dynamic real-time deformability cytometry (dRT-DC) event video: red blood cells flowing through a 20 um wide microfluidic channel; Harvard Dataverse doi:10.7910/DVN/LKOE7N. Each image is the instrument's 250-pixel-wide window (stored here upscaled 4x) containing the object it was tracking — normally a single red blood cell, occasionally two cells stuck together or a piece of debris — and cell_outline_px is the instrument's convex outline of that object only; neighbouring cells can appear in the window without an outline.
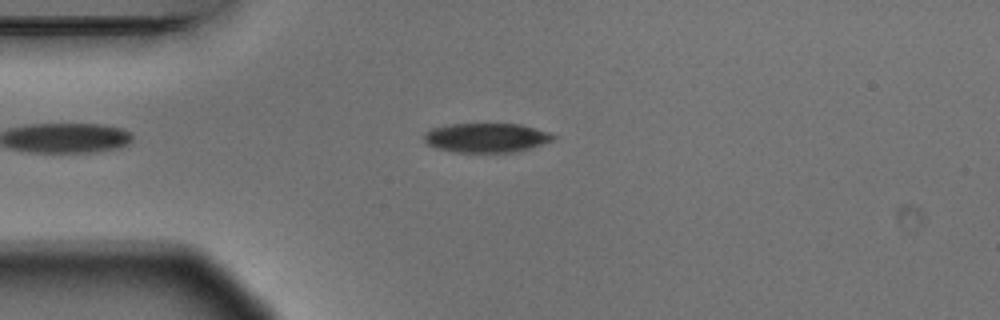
{"species": "Egyptian fruit bat (a non-hibernating species)", "species_latin": "Rousettus aegyptiacus", "temperature_condition": "warm", "stored_images_in_passage": 2, "camera_frame_rate_fps": 3000, "um_per_image_px": 0.085, "animal": {"sex": "male"}, "frame": {"image": 1, "passage_image": 1, "time_ms": 0.0, "image_size_px": [1000, 320], "cell_outline_px": [[556, 136], [552, 140], [516, 152], [456, 152], [440, 148], [428, 144], [424, 140], [424, 132], [432, 128], [448, 124], [520, 124], [536, 128], [548, 132]], "centroid_in_image_um": [41.32, 11.69], "position_along_channel_um": 43.7, "area_um2": 21.79}}
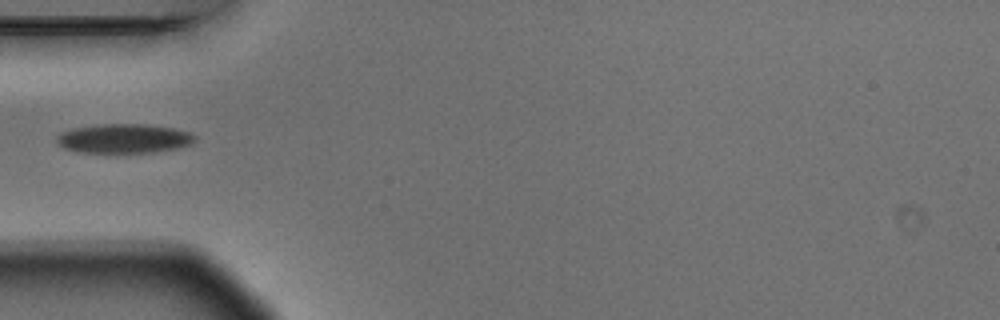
{"frame": {"image": 2, "passage_image": 2, "time_ms": 0.333, "image_size_px": [1000, 320], "cell_outline_px": [[196, 136], [192, 144], [176, 148], [152, 152], [80, 152], [64, 148], [56, 140], [56, 136], [60, 132], [72, 128], [100, 124], [148, 124], [172, 128], [188, 132]], "centroid_in_image_um": [10.51, 11.76], "position_along_channel_um": 74.5, "area_um2": 23.41}}